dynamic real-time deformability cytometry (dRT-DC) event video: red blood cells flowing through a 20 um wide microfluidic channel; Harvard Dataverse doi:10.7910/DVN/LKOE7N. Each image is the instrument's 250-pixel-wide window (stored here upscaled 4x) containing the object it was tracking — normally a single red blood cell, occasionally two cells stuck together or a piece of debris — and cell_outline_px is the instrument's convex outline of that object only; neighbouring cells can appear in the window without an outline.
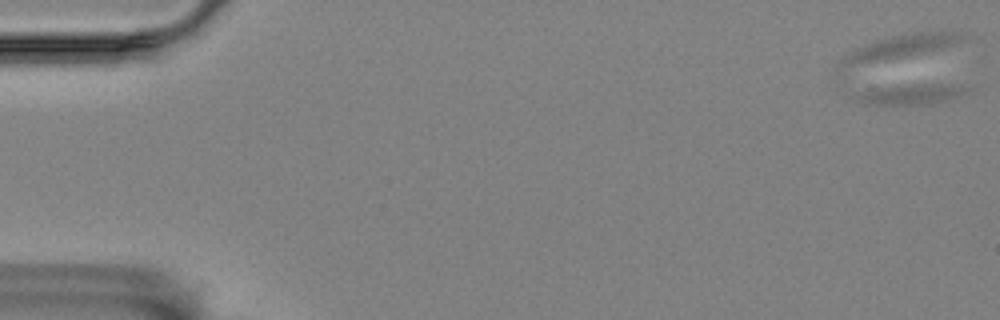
{"species": "Egyptian fruit bat (a non-hibernating species)", "species_latin": "Rousettus aegyptiacus", "temperature_condition": "room temperature", "stored_images_in_passage": 17, "camera_frame_rate_fps": 3000, "um_per_image_px": 0.085, "animal": {"sex": "female"}, "frame": {"image": 1, "passage_image": 1, "time_ms": 0.0, "image_size_px": [1000, 320], "cell_outline_px": [[964, 92], [948, 100], [932, 104], [864, 104], [848, 96], [892, 88], [916, 84], [948, 84], [960, 88]], "centroid_in_image_um": [77.39, 8.06], "position_along_channel_um": 7.6, "area_um2": 11.91}}